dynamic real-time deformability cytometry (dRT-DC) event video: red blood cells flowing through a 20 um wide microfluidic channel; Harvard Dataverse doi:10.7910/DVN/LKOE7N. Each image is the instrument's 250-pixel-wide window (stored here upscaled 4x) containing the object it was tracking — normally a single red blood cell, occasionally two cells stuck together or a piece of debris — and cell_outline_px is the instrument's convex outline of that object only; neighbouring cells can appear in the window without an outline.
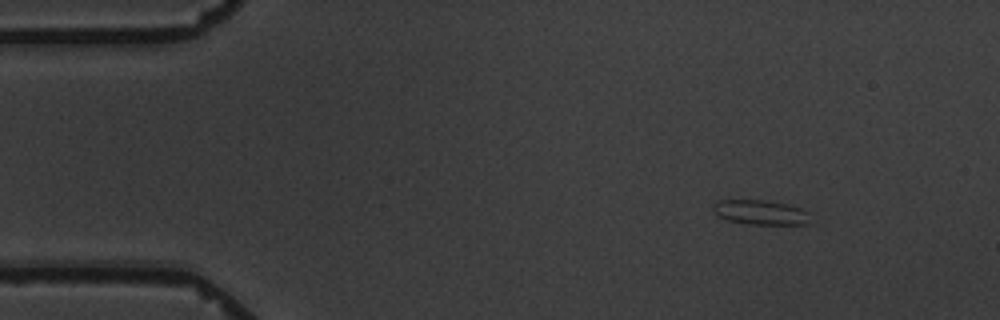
{"species": "common noctule bat (a hibernating species)", "species_latin": "Nyctalus noctula", "temperature_condition": "warm", "stored_images_in_passage": 5, "segment_of_instrument_passage": [1, 2], "camera_frame_rate_fps": 3000, "um_per_image_px": 0.085, "animal": {"sex": "male", "body_mass_g": 19.5, "forearm_length_mm": 54.6}, "frame": {"image": 1, "passage_image": 1, "time_ms": 0.0, "image_size_px": [1000, 320], "cell_outline_px": [[808, 224], [748, 224], [728, 220], [720, 216], [712, 208], [712, 204], [716, 200], [764, 200], [788, 204], [800, 208], [808, 212]], "centroid_in_image_um": [64.62, 18.04], "position_along_channel_um": 20.4, "area_um2": 13.81}}
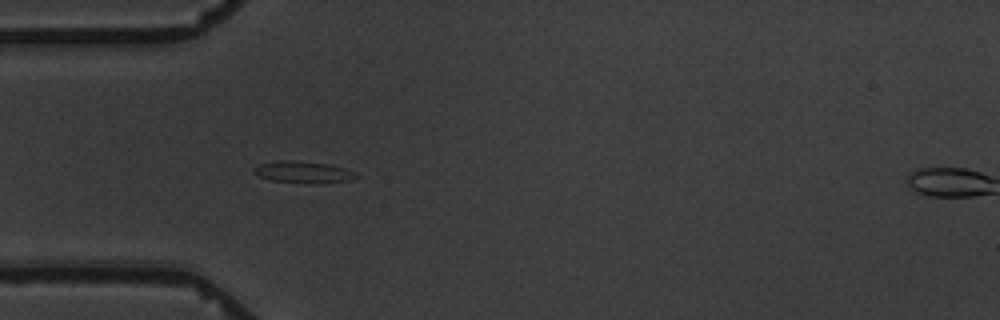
{"frame": {"image": 2, "passage_image": 4, "time_ms": 3.333, "image_size_px": [1000, 320], "cell_outline_px": [[356, 176], [352, 180], [308, 184], [268, 180], [260, 176], [252, 168], [260, 164], [276, 160], [292, 160], [328, 164], [344, 168], [352, 172]], "centroid_in_image_um": [25.72, 14.63], "position_along_channel_um": 59.3, "area_um2": 12.83}}